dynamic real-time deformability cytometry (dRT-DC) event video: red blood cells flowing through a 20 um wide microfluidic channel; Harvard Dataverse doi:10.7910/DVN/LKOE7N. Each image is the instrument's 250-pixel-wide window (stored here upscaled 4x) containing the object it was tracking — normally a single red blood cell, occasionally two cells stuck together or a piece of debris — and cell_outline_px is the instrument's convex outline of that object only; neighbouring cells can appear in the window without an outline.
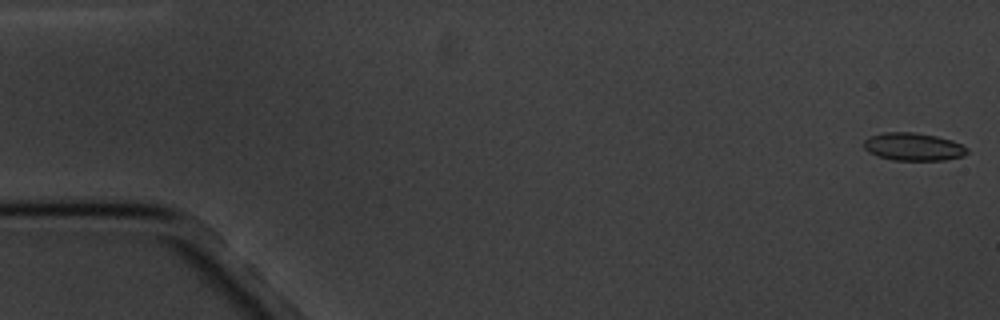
{"species": "common noctule bat (a hibernating species)", "species_latin": "Nyctalus noctula", "temperature_condition": "cold", "stored_images_in_passage": 4, "camera_frame_rate_fps": 3000, "um_per_image_px": 0.085, "animal": {"sex": "male", "body_mass_g": 20.1, "forearm_length_mm": 53.5}, "frame": {"image": 1, "passage_image": 1, "time_ms": 0.0, "image_size_px": [1000, 320], "cell_outline_px": [[968, 152], [964, 156], [944, 160], [892, 160], [868, 152], [864, 148], [864, 140], [872, 136], [884, 132], [916, 132], [936, 136], [952, 140], [968, 148]], "centroid_in_image_um": [77.65, 12.47], "position_along_channel_um": 7.3, "area_um2": 16.7}}